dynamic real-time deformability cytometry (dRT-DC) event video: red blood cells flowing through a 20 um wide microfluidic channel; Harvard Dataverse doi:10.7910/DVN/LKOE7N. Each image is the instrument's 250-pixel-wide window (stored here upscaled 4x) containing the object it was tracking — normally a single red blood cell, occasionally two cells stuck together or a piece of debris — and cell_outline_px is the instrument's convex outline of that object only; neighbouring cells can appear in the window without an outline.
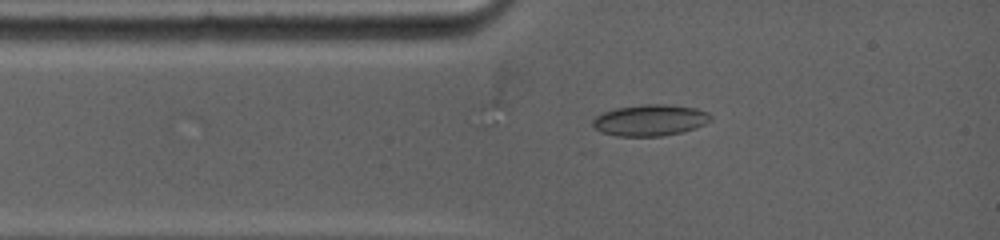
{"species": "common noctule bat (a hibernating species)", "species_latin": "Nyctalus noctula", "temperature_condition": "warm", "stored_images_in_passage": 24, "camera_frame_rate_fps": 5000, "um_per_image_px": 0.085, "animal": {"sex": "female", "body_mass_g": 19.0, "forearm_length_mm": 53.3}, "frame": {"image": 1, "passage_image": 1, "time_ms": 0.0, "image_size_px": [1000, 240], "cell_outline_px": [[712, 120], [696, 128], [684, 132], [660, 136], [616, 136], [600, 132], [592, 124], [592, 120], [596, 116], [604, 112], [616, 108], [644, 104], [668, 104], [696, 108], [708, 112], [712, 116]], "centroid_in_image_um": [55.28, 10.22], "position_along_channel_um": 29.7, "area_um2": 21.68}}
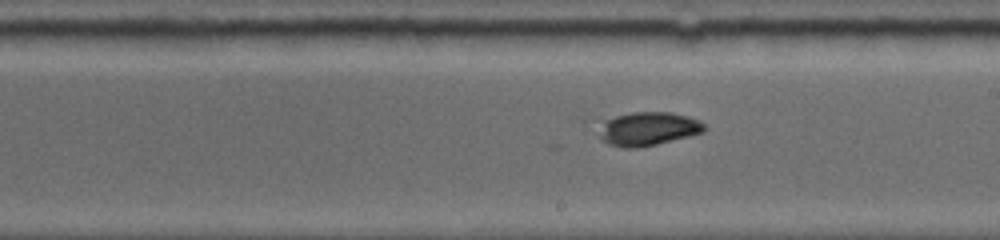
{"frame": {"image": 2, "passage_image": 14, "time_ms": 5.4, "image_size_px": [1000, 240], "cell_outline_px": [[708, 128], [704, 132], [656, 144], [636, 148], [624, 148], [608, 144], [600, 140], [600, 136], [604, 124], [608, 120], [616, 116], [632, 112], [672, 112], [696, 120], [704, 124]], "centroid_in_image_um": [55.11, 10.96], "position_along_channel_um": 233.9, "area_um2": 20.17}}
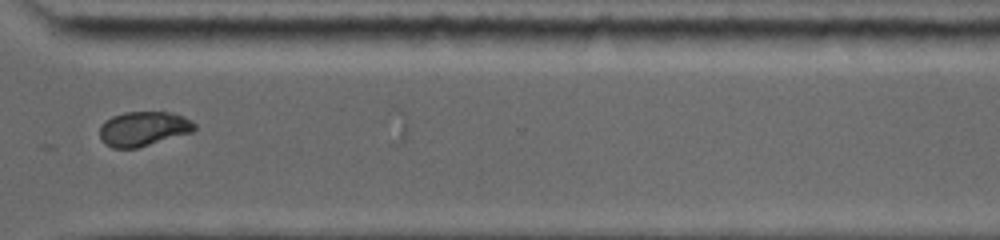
{"frame": {"image": 3, "passage_image": 22, "time_ms": 8.6, "image_size_px": [1000, 240], "cell_outline_px": [[196, 128], [192, 132], [136, 148], [112, 148], [104, 144], [100, 140], [100, 124], [104, 120], [112, 116], [124, 112], [172, 112], [184, 116], [192, 120], [196, 124]], "centroid_in_image_um": [12.17, 10.93], "position_along_channel_um": 358.4, "area_um2": 19.31}}